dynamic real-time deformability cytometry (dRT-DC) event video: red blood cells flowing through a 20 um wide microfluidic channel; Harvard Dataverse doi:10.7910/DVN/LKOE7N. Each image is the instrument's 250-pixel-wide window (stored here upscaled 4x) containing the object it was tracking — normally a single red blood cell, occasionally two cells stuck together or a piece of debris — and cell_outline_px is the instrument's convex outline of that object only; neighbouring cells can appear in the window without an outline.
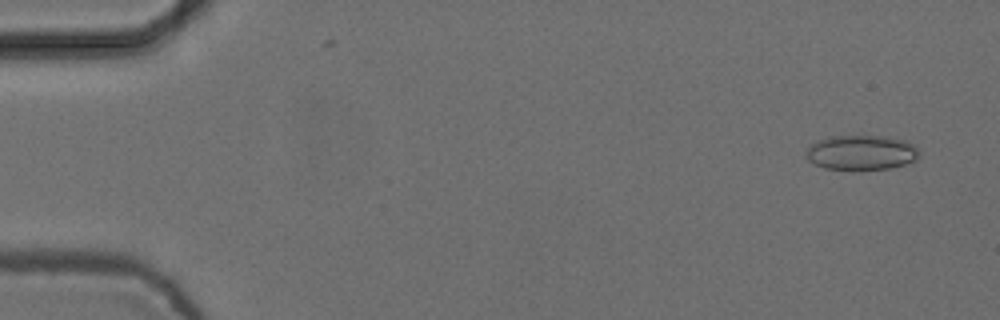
{"species": "common noctule bat (a hibernating species)", "species_latin": "Nyctalus noctula", "temperature_condition": "cold", "stored_images_in_passage": 7, "camera_frame_rate_fps": 3000, "um_per_image_px": 0.085, "animal": {"sex": "female", "body_mass_g": 24.6, "forearm_length_mm": 56.2}, "frame": {"image": 1, "passage_image": 1, "time_ms": 0.0, "image_size_px": [1000, 320], "cell_outline_px": [[920, 156], [916, 160], [904, 164], [888, 168], [860, 172], [852, 172], [824, 168], [808, 160], [804, 152], [812, 144], [820, 140], [832, 136], [888, 136], [904, 140], [912, 144], [920, 152]], "centroid_in_image_um": [73.21, 13.01], "position_along_channel_um": 11.8, "area_um2": 23.52}}
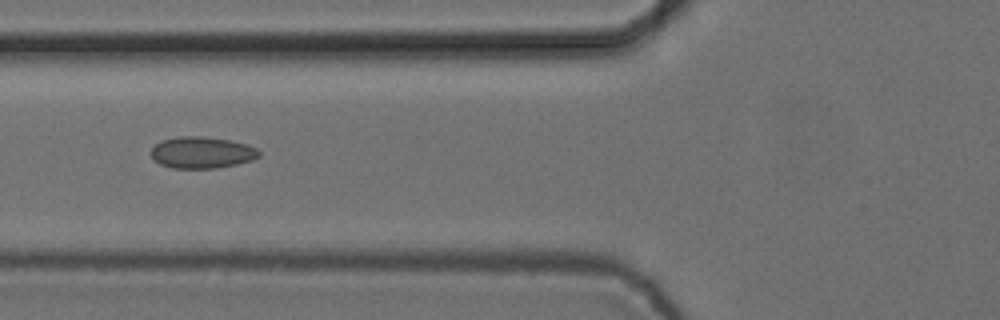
{"frame": {"image": 2, "passage_image": 6, "time_ms": 1.667, "image_size_px": [1000, 320], "cell_outline_px": [[260, 156], [252, 160], [236, 164], [216, 168], [172, 168], [160, 164], [152, 160], [152, 148], [156, 144], [164, 140], [176, 136], [200, 136], [228, 140], [248, 144], [256, 148], [260, 152]], "centroid_in_image_um": [17.16, 12.97], "position_along_channel_um": 108.6, "area_um2": 19.83}}
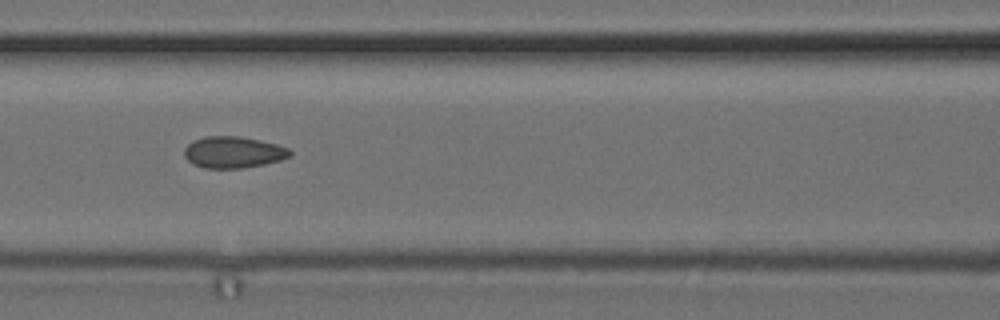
{"frame": {"image": 3, "passage_image": 7, "time_ms": 2.0, "image_size_px": [1000, 320], "cell_outline_px": [[292, 156], [280, 160], [264, 164], [244, 168], [204, 168], [192, 164], [184, 156], [184, 148], [192, 140], [204, 136], [240, 136], [260, 140], [276, 144], [288, 148], [292, 152]], "centroid_in_image_um": [19.81, 12.94], "position_along_channel_um": 146.8, "area_um2": 19.59}}